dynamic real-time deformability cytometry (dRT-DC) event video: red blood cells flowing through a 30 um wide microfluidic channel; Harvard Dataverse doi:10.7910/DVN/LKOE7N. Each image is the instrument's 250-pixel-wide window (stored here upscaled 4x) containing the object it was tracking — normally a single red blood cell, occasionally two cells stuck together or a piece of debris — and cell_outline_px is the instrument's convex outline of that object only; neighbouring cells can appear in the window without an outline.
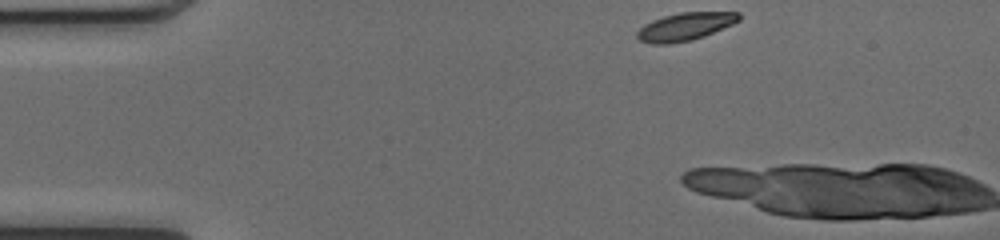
{"species": "common noctule bat (a hibernating species)", "species_latin": "Nyctalus noctula", "temperature_condition": "cold", "stored_images_in_passage": 2, "camera_frame_rate_fps": 3000, "um_per_image_px": 0.085, "animal": {"sex": "female", "body_mass_g": 17.0, "forearm_length_mm": 48.0}, "frame": {"image": 1, "passage_image": 1, "time_ms": 0.0, "image_size_px": [1000, 240], "cell_outline_px": [[740, 20], [732, 24], [704, 36], [692, 40], [668, 44], [652, 44], [640, 40], [636, 36], [636, 32], [644, 24], [652, 20], [664, 16], [680, 12], [740, 12]], "centroid_in_image_um": [58.21, 2.26], "position_along_channel_um": 26.8, "area_um2": 16.47}}